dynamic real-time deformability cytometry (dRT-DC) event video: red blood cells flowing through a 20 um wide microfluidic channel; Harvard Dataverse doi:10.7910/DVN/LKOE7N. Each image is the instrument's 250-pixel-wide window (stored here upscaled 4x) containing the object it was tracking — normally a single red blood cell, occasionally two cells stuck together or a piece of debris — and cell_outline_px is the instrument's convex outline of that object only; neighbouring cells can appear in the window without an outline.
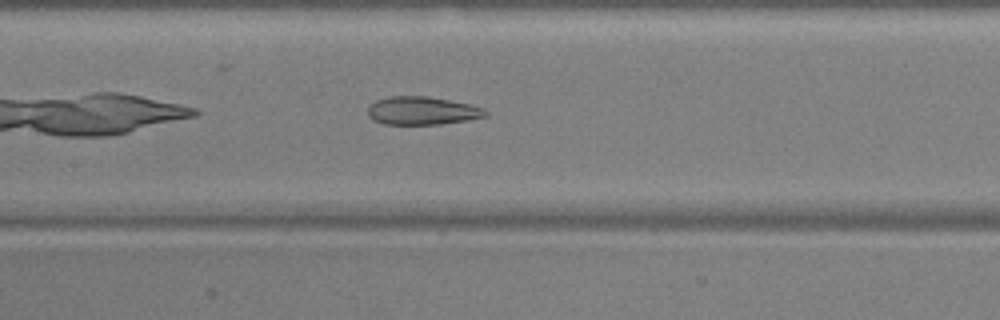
{"species": "common noctule bat (a hibernating species)", "species_latin": "Nyctalus noctula", "temperature_condition": "warm", "stored_images_in_passage": 37, "camera_frame_rate_fps": 3000, "um_per_image_px": 0.085, "animal": {"sex": "male", "body_mass_g": 17.9, "forearm_length_mm": 54.2}, "frame": {"image": 1, "passage_image": 10, "time_ms": 3.0, "image_size_px": [1000, 320], "cell_outline_px": [[488, 116], [468, 120], [440, 124], [384, 124], [372, 120], [368, 116], [368, 108], [376, 100], [388, 96], [428, 96], [472, 104], [484, 108], [488, 112]], "centroid_in_image_um": [35.91, 9.41], "position_along_channel_um": 171.5, "area_um2": 19.48}}
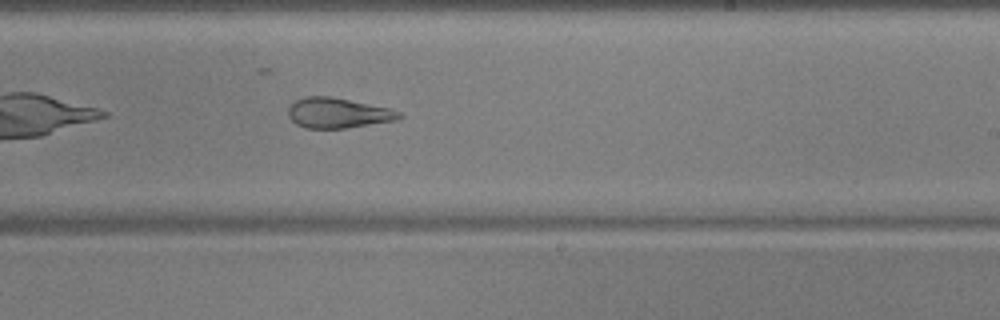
{"frame": {"image": 2, "passage_image": 17, "time_ms": 5.333, "image_size_px": [1000, 320], "cell_outline_px": [[404, 116], [396, 120], [344, 128], [304, 128], [296, 124], [288, 116], [288, 108], [296, 100], [304, 96], [332, 96], [392, 108], [400, 112]], "centroid_in_image_um": [28.73, 9.59], "position_along_channel_um": 260.3, "area_um2": 19.65}}
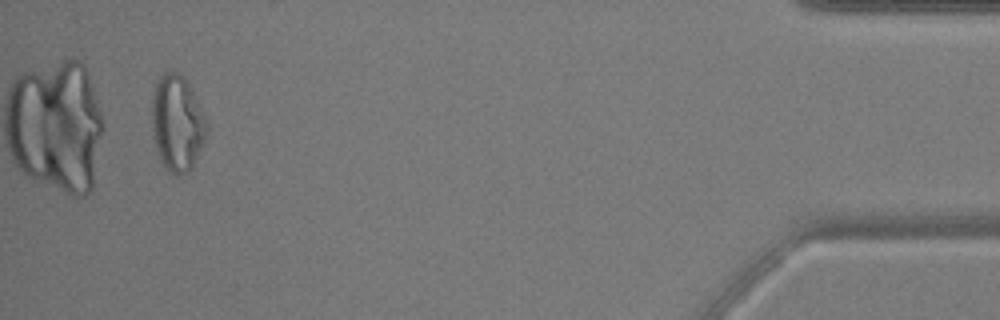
{"frame": {"image": 3, "passage_image": 35, "time_ms": 11.333, "image_size_px": [1000, 320], "cell_outline_px": [[208, 132], [192, 168], [188, 172], [180, 176], [172, 176], [164, 168], [156, 152], [152, 132], [152, 92], [160, 76], [164, 72], [176, 72], [188, 84], [200, 104], [208, 128]], "centroid_in_image_um": [15.04, 10.54], "position_along_channel_um": 420.2, "area_um2": 30.92}, "authors_computed_cell_mechanics": {"area_um2": 21.4438, "velocity_mm_per_s": 3.8256, "shape_relaxation_time_tau1_ms": null, "shape_relaxation_time_tau2_ms": 2.0593, "deformation_change_tau1": null, "deformation_change_tau2": 0.1155}}